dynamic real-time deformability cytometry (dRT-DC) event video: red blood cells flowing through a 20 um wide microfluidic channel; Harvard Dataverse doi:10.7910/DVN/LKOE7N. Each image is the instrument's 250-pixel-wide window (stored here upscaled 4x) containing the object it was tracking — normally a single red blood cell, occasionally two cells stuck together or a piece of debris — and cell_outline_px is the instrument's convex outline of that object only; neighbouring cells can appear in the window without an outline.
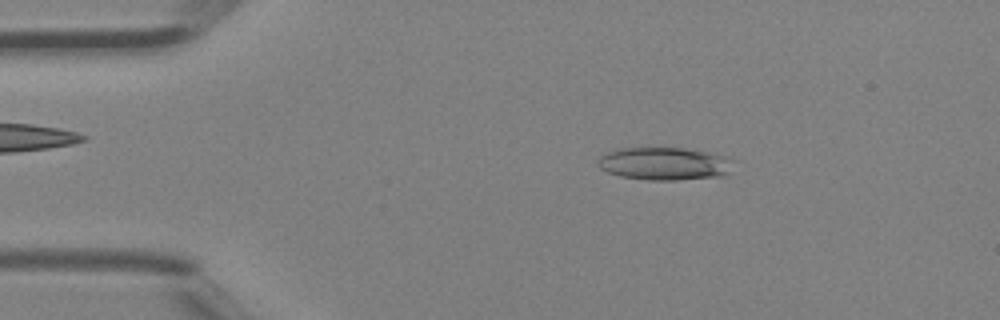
{"species": "Egyptian fruit bat (a non-hibernating species)", "species_latin": "Rousettus aegyptiacus", "temperature_condition": "room temperature", "stored_images_in_passage": 37, "camera_frame_rate_fps": 3000, "um_per_image_px": 0.085, "animal": {"sex": "female"}, "frame": {"image": 1, "passage_image": 4, "time_ms": 1.0, "image_size_px": [1000, 320], "cell_outline_px": [[736, 160], [728, 176], [676, 180], [648, 180], [620, 176], [608, 172], [600, 168], [596, 164], [596, 160], [604, 152], [616, 148], [684, 148], [708, 152], [728, 156]], "centroid_in_image_um": [56.52, 13.91], "position_along_channel_um": 28.5, "area_um2": 26.59}}
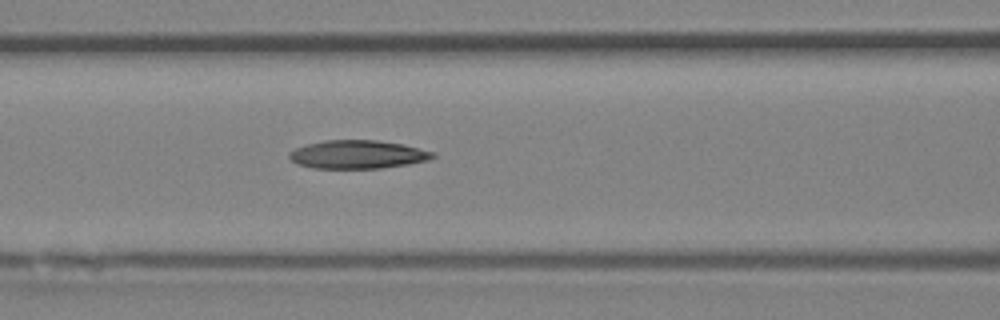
{"frame": {"image": 2, "passage_image": 15, "time_ms": 4.667, "image_size_px": [1000, 320], "cell_outline_px": [[436, 156], [428, 160], [408, 164], [380, 168], [312, 168], [296, 164], [288, 156], [288, 152], [296, 148], [308, 144], [324, 140], [376, 140], [400, 144], [436, 152]], "centroid_in_image_um": [30.38, 13.13], "position_along_channel_um": 136.2, "area_um2": 23.64}}
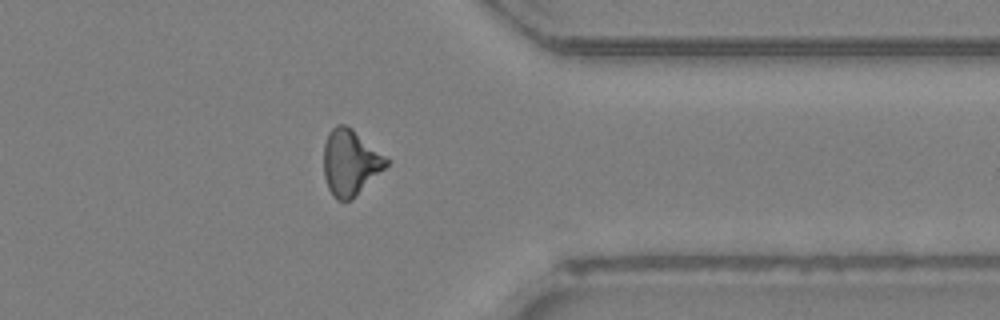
{"frame": {"image": 3, "passage_image": 32, "time_ms": 10.333, "image_size_px": [1000, 320], "cell_outline_px": [[392, 160], [352, 200], [336, 200], [332, 196], [328, 188], [324, 176], [324, 144], [328, 132], [336, 124], [344, 124], [352, 128]], "centroid_in_image_um": [29.78, 13.79], "position_along_channel_um": 381.6, "area_um2": 24.22}}